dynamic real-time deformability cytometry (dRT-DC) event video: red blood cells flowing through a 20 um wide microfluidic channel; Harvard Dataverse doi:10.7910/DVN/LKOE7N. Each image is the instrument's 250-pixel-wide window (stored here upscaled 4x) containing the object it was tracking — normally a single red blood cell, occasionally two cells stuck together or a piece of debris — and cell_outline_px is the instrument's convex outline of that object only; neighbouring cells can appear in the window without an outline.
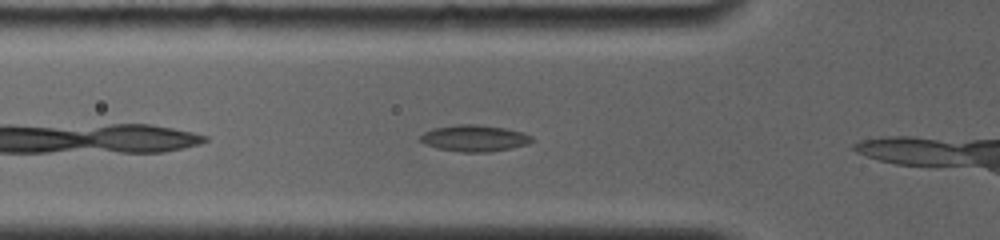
{"species": "common noctule bat (a hibernating species)", "species_latin": "Nyctalus noctula", "temperature_condition": "room temperature", "stored_images_in_passage": 7, "camera_frame_rate_fps": 4000, "um_per_image_px": 0.085, "animal": {"sex": "female", "body_mass_g": 19.0, "forearm_length_mm": 56.7}, "frame": {"image": 1, "passage_image": 5, "time_ms": 1.5, "image_size_px": [1000, 240], "cell_outline_px": [[536, 140], [528, 144], [512, 148], [488, 152], [460, 152], [436, 148], [424, 144], [416, 140], [424, 132], [432, 128], [456, 124], [476, 124], [504, 128], [520, 132], [532, 136]], "centroid_in_image_um": [40.28, 11.75], "position_along_channel_um": 85.5, "area_um2": 17.46}}